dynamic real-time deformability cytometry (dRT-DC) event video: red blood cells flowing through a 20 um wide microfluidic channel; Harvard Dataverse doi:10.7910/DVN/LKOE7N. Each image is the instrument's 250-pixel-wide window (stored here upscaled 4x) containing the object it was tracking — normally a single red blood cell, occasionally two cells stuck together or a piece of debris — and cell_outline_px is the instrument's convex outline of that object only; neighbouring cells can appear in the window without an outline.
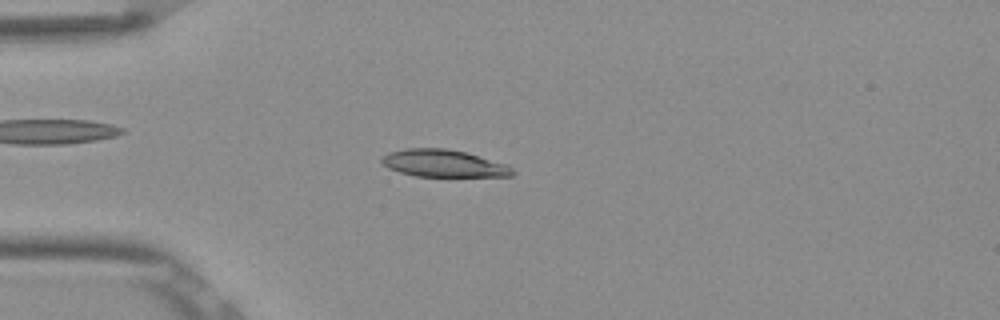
{"species": "Egyptian fruit bat (a non-hibernating species)", "species_latin": "Rousettus aegyptiacus", "temperature_condition": "room temperature", "stored_images_in_passage": 52, "camera_frame_rate_fps": 3000, "um_per_image_px": 0.085, "frame": {"image": 1, "passage_image": 14, "time_ms": 4.333, "image_size_px": [1000, 320], "cell_outline_px": [[516, 172], [512, 176], [416, 176], [400, 172], [388, 168], [380, 160], [388, 152], [404, 148], [444, 148], [464, 152], [508, 164]], "centroid_in_image_um": [37.71, 13.88], "position_along_channel_um": 47.3, "area_um2": 20.69}}
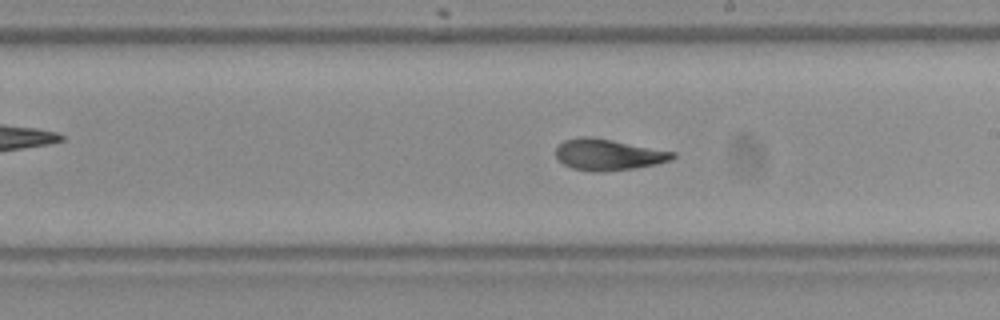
{"frame": {"image": 2, "passage_image": 30, "time_ms": 9.667, "image_size_px": [1000, 320], "cell_outline_px": [[676, 156], [672, 160], [656, 164], [636, 168], [604, 172], [592, 172], [572, 168], [564, 164], [556, 156], [556, 148], [564, 140], [576, 136], [592, 136], [676, 152]], "centroid_in_image_um": [51.71, 13.14], "position_along_channel_um": 237.3, "area_um2": 21.5}}
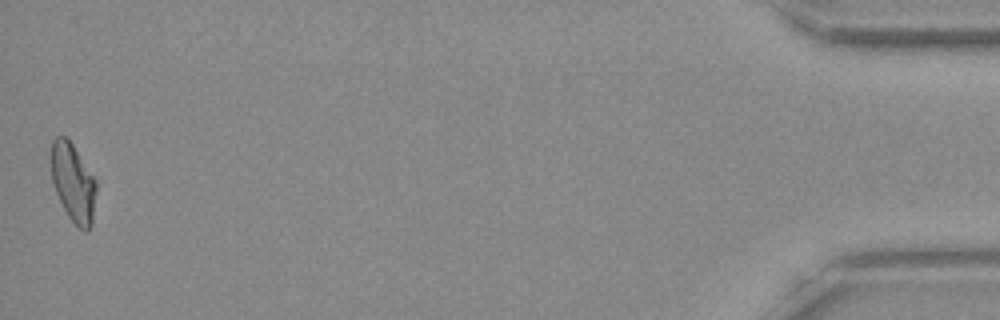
{"frame": {"image": 3, "passage_image": 52, "time_ms": 17.0, "image_size_px": [1000, 320], "cell_outline_px": [[96, 192], [92, 224], [88, 232], [84, 232], [68, 216], [52, 184], [48, 160], [48, 156], [52, 140], [56, 136], [64, 136], [72, 144], [96, 180]], "centroid_in_image_um": [6.17, 15.49], "position_along_channel_um": 429.0, "area_um2": 20.98}, "authors_computed_cell_mechanics": {"area_um2": 21.386, "velocity_mm_per_s": 3.8763, "shape_relaxation_time_tau1_ms": 6.5326, "shape_relaxation_time_tau2_ms": 2.1739, "deformation_change_tau1": 0.1891, "deformation_change_tau2": 0.064}}